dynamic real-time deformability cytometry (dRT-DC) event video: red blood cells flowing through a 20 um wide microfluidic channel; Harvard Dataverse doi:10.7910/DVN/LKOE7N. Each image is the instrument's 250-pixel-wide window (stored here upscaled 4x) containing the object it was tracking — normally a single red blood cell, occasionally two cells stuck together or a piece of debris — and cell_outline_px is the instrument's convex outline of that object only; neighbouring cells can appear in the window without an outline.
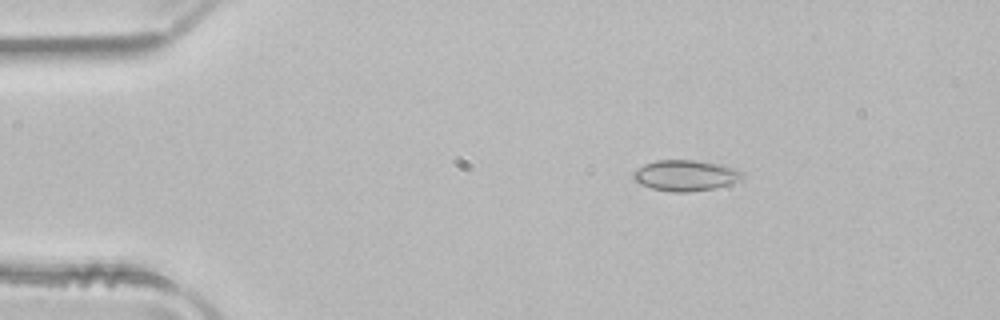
{"species": "common noctule bat (a hibernating species)", "species_latin": "Nyctalus noctula", "temperature_condition": "room temperature", "stored_images_in_passage": 47, "camera_frame_rate_fps": 3000, "um_per_image_px": 0.085, "animal": {"sex": "male", "body_mass_g": 21.5, "forearm_length_mm": 52.0}, "frame": {"image": 1, "passage_image": 5, "time_ms": 1.333, "image_size_px": [1000, 320], "cell_outline_px": [[744, 176], [740, 180], [716, 188], [688, 192], [672, 192], [652, 188], [640, 184], [632, 176], [632, 172], [644, 164], [656, 160], [696, 160], [720, 164], [736, 168], [744, 172]], "centroid_in_image_um": [58.28, 14.91], "position_along_channel_um": 26.7, "area_um2": 19.71}}
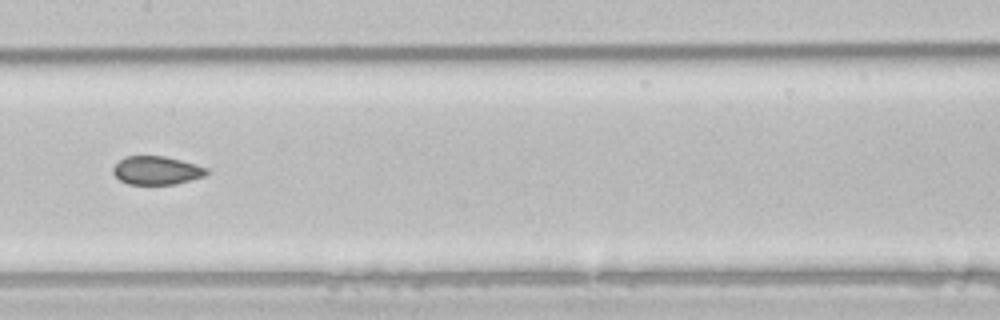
{"frame": {"image": 2, "passage_image": 22, "time_ms": 7.0, "image_size_px": [1000, 320], "cell_outline_px": [[208, 172], [204, 176], [176, 184], [128, 184], [120, 180], [112, 172], [112, 168], [124, 156], [164, 156], [196, 164], [208, 168]], "centroid_in_image_um": [13.3, 14.48], "position_along_channel_um": 194.1, "area_um2": 15.43}}
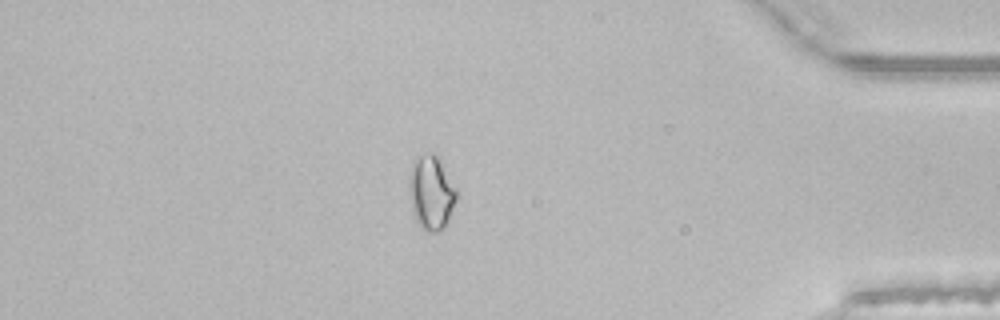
{"frame": {"image": 3, "passage_image": 40, "time_ms": 13.0, "image_size_px": [1000, 320], "cell_outline_px": [[456, 200], [448, 220], [436, 232], [428, 232], [420, 228], [416, 220], [412, 208], [408, 192], [408, 184], [412, 160], [416, 156], [428, 152], [436, 152], [456, 188]], "centroid_in_image_um": [36.62, 16.31], "position_along_channel_um": 398.6, "area_um2": 20.63}, "authors_computed_cell_mechanics": {"area_um2": 17.051, "velocity_mm_per_s": 4.0239, "shape_relaxation_time_tau1_ms": null, "shape_relaxation_time_tau2_ms": 2.8402, "deformation_change_tau1": null, "deformation_change_tau2": 0.0593}}